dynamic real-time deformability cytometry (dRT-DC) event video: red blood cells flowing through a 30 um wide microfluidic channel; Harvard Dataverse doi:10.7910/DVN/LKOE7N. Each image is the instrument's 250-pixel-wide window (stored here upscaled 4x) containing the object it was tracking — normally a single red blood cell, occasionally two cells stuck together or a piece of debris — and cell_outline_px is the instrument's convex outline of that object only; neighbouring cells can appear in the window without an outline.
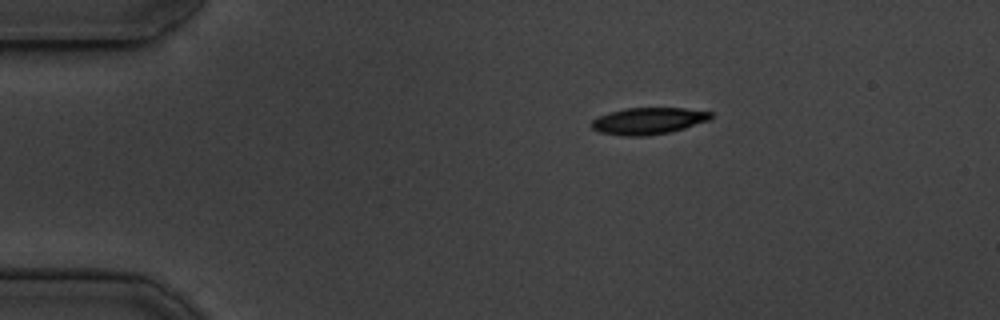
{"species": "common noctule bat (a hibernating species)", "species_latin": "Nyctalus noctula", "temperature_condition": "cold", "stored_images_in_passage": 45, "camera_frame_rate_fps": 3000, "um_per_image_px": 0.085, "animal": {"sex": "male", "body_mass_g": 19.5, "forearm_length_mm": 54.6}, "frame": {"image": 1, "passage_image": 1, "time_ms": 0.0, "image_size_px": [1000, 320], "cell_outline_px": [[712, 116], [708, 120], [684, 128], [668, 132], [644, 136], [624, 136], [600, 132], [592, 128], [592, 120], [608, 112], [628, 108], [684, 108], [712, 112]], "centroid_in_image_um": [55.09, 10.27], "position_along_channel_um": 29.9, "area_um2": 18.32}}
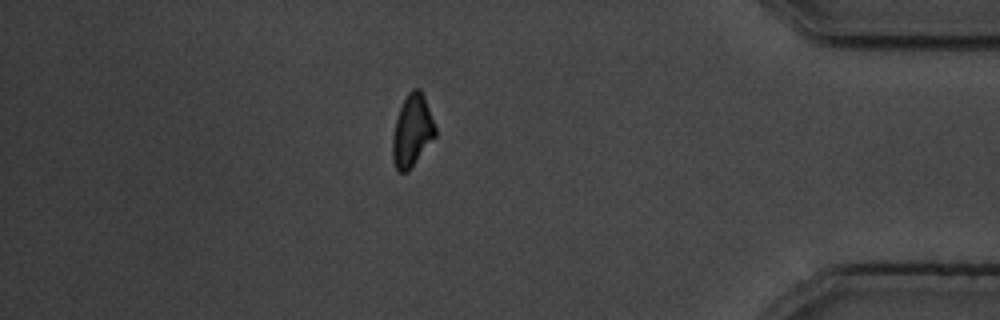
{"frame": {"image": 2, "passage_image": 38, "time_ms": 12.333, "image_size_px": [1000, 320], "cell_outline_px": [[436, 136], [408, 172], [396, 172], [392, 160], [392, 136], [396, 120], [400, 108], [408, 92], [412, 88], [420, 88], [424, 96], [436, 128]], "centroid_in_image_um": [35.02, 11.15], "position_along_channel_um": 400.2, "area_um2": 18.03}}
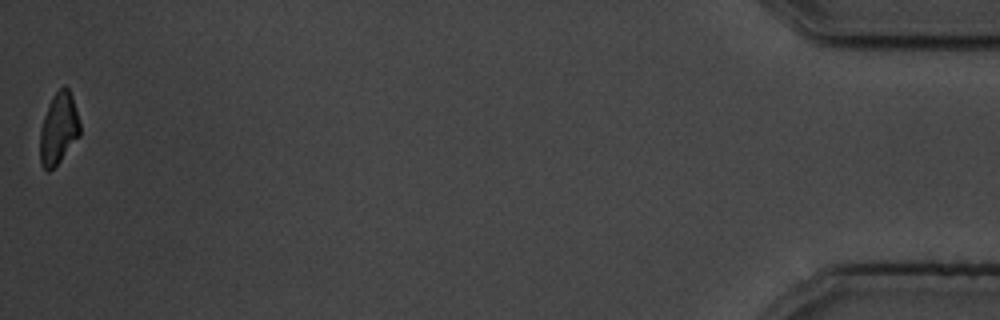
{"frame": {"image": 3, "passage_image": 45, "time_ms": 14.667, "image_size_px": [1000, 320], "cell_outline_px": [[80, 136], [60, 160], [48, 172], [40, 164], [40, 128], [44, 116], [52, 96], [64, 84], [68, 88], [72, 96], [80, 124]], "centroid_in_image_um": [4.98, 10.92], "position_along_channel_um": 430.2, "area_um2": 16.53}, "authors_computed_cell_mechanics": {"area_um2": 18.5538, "velocity_mm_per_s": 3.7393, "shape_relaxation_time_tau1_ms": 3.0072, "shape_relaxation_time_tau2_ms": null, "deformation_change_tau1": 0.1214, "deformation_change_tau2": null}}